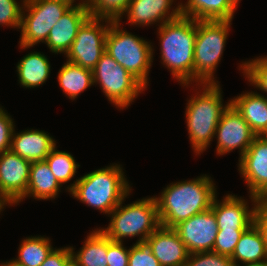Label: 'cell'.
I'll return each mask as SVG.
<instances>
[{
    "instance_id": "obj_2",
    "label": "cell",
    "mask_w": 267,
    "mask_h": 266,
    "mask_svg": "<svg viewBox=\"0 0 267 266\" xmlns=\"http://www.w3.org/2000/svg\"><path fill=\"white\" fill-rule=\"evenodd\" d=\"M197 21L181 15L159 26L162 63L186 87L194 82V46Z\"/></svg>"
},
{
    "instance_id": "obj_42",
    "label": "cell",
    "mask_w": 267,
    "mask_h": 266,
    "mask_svg": "<svg viewBox=\"0 0 267 266\" xmlns=\"http://www.w3.org/2000/svg\"><path fill=\"white\" fill-rule=\"evenodd\" d=\"M4 206H7V205H5V204L0 200V212L3 211V208H5Z\"/></svg>"
},
{
    "instance_id": "obj_14",
    "label": "cell",
    "mask_w": 267,
    "mask_h": 266,
    "mask_svg": "<svg viewBox=\"0 0 267 266\" xmlns=\"http://www.w3.org/2000/svg\"><path fill=\"white\" fill-rule=\"evenodd\" d=\"M173 229L190 254L213 251L218 226L211 208L179 223Z\"/></svg>"
},
{
    "instance_id": "obj_27",
    "label": "cell",
    "mask_w": 267,
    "mask_h": 266,
    "mask_svg": "<svg viewBox=\"0 0 267 266\" xmlns=\"http://www.w3.org/2000/svg\"><path fill=\"white\" fill-rule=\"evenodd\" d=\"M50 241L44 236L27 237L21 241L15 260L23 266H40L54 250Z\"/></svg>"
},
{
    "instance_id": "obj_10",
    "label": "cell",
    "mask_w": 267,
    "mask_h": 266,
    "mask_svg": "<svg viewBox=\"0 0 267 266\" xmlns=\"http://www.w3.org/2000/svg\"><path fill=\"white\" fill-rule=\"evenodd\" d=\"M111 22L109 19L90 16L79 28L75 40L66 53L67 60L92 70L106 52L105 39Z\"/></svg>"
},
{
    "instance_id": "obj_36",
    "label": "cell",
    "mask_w": 267,
    "mask_h": 266,
    "mask_svg": "<svg viewBox=\"0 0 267 266\" xmlns=\"http://www.w3.org/2000/svg\"><path fill=\"white\" fill-rule=\"evenodd\" d=\"M0 107V153L10 150L14 130L13 119Z\"/></svg>"
},
{
    "instance_id": "obj_19",
    "label": "cell",
    "mask_w": 267,
    "mask_h": 266,
    "mask_svg": "<svg viewBox=\"0 0 267 266\" xmlns=\"http://www.w3.org/2000/svg\"><path fill=\"white\" fill-rule=\"evenodd\" d=\"M56 141L45 131L27 129L15 133V127L11 137L10 151L30 162L45 160Z\"/></svg>"
},
{
    "instance_id": "obj_21",
    "label": "cell",
    "mask_w": 267,
    "mask_h": 266,
    "mask_svg": "<svg viewBox=\"0 0 267 266\" xmlns=\"http://www.w3.org/2000/svg\"><path fill=\"white\" fill-rule=\"evenodd\" d=\"M234 266L238 262L254 264L267 261V249L263 235L259 228L253 223L240 236L233 255L230 257Z\"/></svg>"
},
{
    "instance_id": "obj_1",
    "label": "cell",
    "mask_w": 267,
    "mask_h": 266,
    "mask_svg": "<svg viewBox=\"0 0 267 266\" xmlns=\"http://www.w3.org/2000/svg\"><path fill=\"white\" fill-rule=\"evenodd\" d=\"M214 182L208 175L193 180L171 183L160 197H155L160 224L174 228L190 217L211 208L217 195Z\"/></svg>"
},
{
    "instance_id": "obj_24",
    "label": "cell",
    "mask_w": 267,
    "mask_h": 266,
    "mask_svg": "<svg viewBox=\"0 0 267 266\" xmlns=\"http://www.w3.org/2000/svg\"><path fill=\"white\" fill-rule=\"evenodd\" d=\"M70 249L76 266H108V237L100 229L91 231L77 253Z\"/></svg>"
},
{
    "instance_id": "obj_39",
    "label": "cell",
    "mask_w": 267,
    "mask_h": 266,
    "mask_svg": "<svg viewBox=\"0 0 267 266\" xmlns=\"http://www.w3.org/2000/svg\"><path fill=\"white\" fill-rule=\"evenodd\" d=\"M59 1L68 4L70 7H82V8H87V9L91 2V0H82L83 2H79L78 4H73L75 0H59Z\"/></svg>"
},
{
    "instance_id": "obj_26",
    "label": "cell",
    "mask_w": 267,
    "mask_h": 266,
    "mask_svg": "<svg viewBox=\"0 0 267 266\" xmlns=\"http://www.w3.org/2000/svg\"><path fill=\"white\" fill-rule=\"evenodd\" d=\"M57 77L61 89L71 100L78 98L77 96L80 93L94 85L91 69L81 67L69 61L63 64Z\"/></svg>"
},
{
    "instance_id": "obj_31",
    "label": "cell",
    "mask_w": 267,
    "mask_h": 266,
    "mask_svg": "<svg viewBox=\"0 0 267 266\" xmlns=\"http://www.w3.org/2000/svg\"><path fill=\"white\" fill-rule=\"evenodd\" d=\"M24 1L20 5L16 0H0V25L20 29Z\"/></svg>"
},
{
    "instance_id": "obj_44",
    "label": "cell",
    "mask_w": 267,
    "mask_h": 266,
    "mask_svg": "<svg viewBox=\"0 0 267 266\" xmlns=\"http://www.w3.org/2000/svg\"><path fill=\"white\" fill-rule=\"evenodd\" d=\"M232 1L236 6H238V3H239L240 0H232Z\"/></svg>"
},
{
    "instance_id": "obj_41",
    "label": "cell",
    "mask_w": 267,
    "mask_h": 266,
    "mask_svg": "<svg viewBox=\"0 0 267 266\" xmlns=\"http://www.w3.org/2000/svg\"><path fill=\"white\" fill-rule=\"evenodd\" d=\"M239 266H242V264ZM243 266H267V261L261 262V263H254V264H245Z\"/></svg>"
},
{
    "instance_id": "obj_7",
    "label": "cell",
    "mask_w": 267,
    "mask_h": 266,
    "mask_svg": "<svg viewBox=\"0 0 267 266\" xmlns=\"http://www.w3.org/2000/svg\"><path fill=\"white\" fill-rule=\"evenodd\" d=\"M231 22L229 20H198L194 46V82L219 83L214 79L226 44ZM200 83V84H199Z\"/></svg>"
},
{
    "instance_id": "obj_9",
    "label": "cell",
    "mask_w": 267,
    "mask_h": 266,
    "mask_svg": "<svg viewBox=\"0 0 267 266\" xmlns=\"http://www.w3.org/2000/svg\"><path fill=\"white\" fill-rule=\"evenodd\" d=\"M70 6L59 0H25L21 18L20 48L45 43L52 27ZM27 14H25L26 12Z\"/></svg>"
},
{
    "instance_id": "obj_38",
    "label": "cell",
    "mask_w": 267,
    "mask_h": 266,
    "mask_svg": "<svg viewBox=\"0 0 267 266\" xmlns=\"http://www.w3.org/2000/svg\"><path fill=\"white\" fill-rule=\"evenodd\" d=\"M71 260L70 247L55 248L40 266H66Z\"/></svg>"
},
{
    "instance_id": "obj_12",
    "label": "cell",
    "mask_w": 267,
    "mask_h": 266,
    "mask_svg": "<svg viewBox=\"0 0 267 266\" xmlns=\"http://www.w3.org/2000/svg\"><path fill=\"white\" fill-rule=\"evenodd\" d=\"M31 162L13 152L0 153V200L6 205L25 198Z\"/></svg>"
},
{
    "instance_id": "obj_17",
    "label": "cell",
    "mask_w": 267,
    "mask_h": 266,
    "mask_svg": "<svg viewBox=\"0 0 267 266\" xmlns=\"http://www.w3.org/2000/svg\"><path fill=\"white\" fill-rule=\"evenodd\" d=\"M89 10L82 7H70L52 27L45 42L52 53H66L75 40L79 28L90 17Z\"/></svg>"
},
{
    "instance_id": "obj_11",
    "label": "cell",
    "mask_w": 267,
    "mask_h": 266,
    "mask_svg": "<svg viewBox=\"0 0 267 266\" xmlns=\"http://www.w3.org/2000/svg\"><path fill=\"white\" fill-rule=\"evenodd\" d=\"M238 170L250 192L251 202L267 197V135L255 136L247 151L239 158Z\"/></svg>"
},
{
    "instance_id": "obj_15",
    "label": "cell",
    "mask_w": 267,
    "mask_h": 266,
    "mask_svg": "<svg viewBox=\"0 0 267 266\" xmlns=\"http://www.w3.org/2000/svg\"><path fill=\"white\" fill-rule=\"evenodd\" d=\"M249 210L247 201L242 197L228 194L222 202L214 198L211 209L215 214L218 230H246L254 223V210Z\"/></svg>"
},
{
    "instance_id": "obj_4",
    "label": "cell",
    "mask_w": 267,
    "mask_h": 266,
    "mask_svg": "<svg viewBox=\"0 0 267 266\" xmlns=\"http://www.w3.org/2000/svg\"><path fill=\"white\" fill-rule=\"evenodd\" d=\"M219 83H203V91L197 92L188 100L186 107V122L192 148L198 155L209 147L215 136L216 127L222 113L229 106L222 103V93ZM200 93V94H199Z\"/></svg>"
},
{
    "instance_id": "obj_16",
    "label": "cell",
    "mask_w": 267,
    "mask_h": 266,
    "mask_svg": "<svg viewBox=\"0 0 267 266\" xmlns=\"http://www.w3.org/2000/svg\"><path fill=\"white\" fill-rule=\"evenodd\" d=\"M145 242L161 266H185L190 253L173 228L160 225Z\"/></svg>"
},
{
    "instance_id": "obj_25",
    "label": "cell",
    "mask_w": 267,
    "mask_h": 266,
    "mask_svg": "<svg viewBox=\"0 0 267 266\" xmlns=\"http://www.w3.org/2000/svg\"><path fill=\"white\" fill-rule=\"evenodd\" d=\"M50 63L46 55L31 52L17 64L19 83L25 88H34L46 82L50 75Z\"/></svg>"
},
{
    "instance_id": "obj_22",
    "label": "cell",
    "mask_w": 267,
    "mask_h": 266,
    "mask_svg": "<svg viewBox=\"0 0 267 266\" xmlns=\"http://www.w3.org/2000/svg\"><path fill=\"white\" fill-rule=\"evenodd\" d=\"M182 15L198 20L232 21L237 6L232 0H187L180 3Z\"/></svg>"
},
{
    "instance_id": "obj_8",
    "label": "cell",
    "mask_w": 267,
    "mask_h": 266,
    "mask_svg": "<svg viewBox=\"0 0 267 266\" xmlns=\"http://www.w3.org/2000/svg\"><path fill=\"white\" fill-rule=\"evenodd\" d=\"M108 100L120 109L127 108L146 87L106 52L92 69Z\"/></svg>"
},
{
    "instance_id": "obj_18",
    "label": "cell",
    "mask_w": 267,
    "mask_h": 266,
    "mask_svg": "<svg viewBox=\"0 0 267 266\" xmlns=\"http://www.w3.org/2000/svg\"><path fill=\"white\" fill-rule=\"evenodd\" d=\"M174 0H131L127 11L128 23L131 25L149 26L155 22L164 23L182 15L180 4L175 9L171 6Z\"/></svg>"
},
{
    "instance_id": "obj_6",
    "label": "cell",
    "mask_w": 267,
    "mask_h": 266,
    "mask_svg": "<svg viewBox=\"0 0 267 266\" xmlns=\"http://www.w3.org/2000/svg\"><path fill=\"white\" fill-rule=\"evenodd\" d=\"M105 49L108 55L147 88L154 57L151 43L120 29L119 21H112L106 35Z\"/></svg>"
},
{
    "instance_id": "obj_43",
    "label": "cell",
    "mask_w": 267,
    "mask_h": 266,
    "mask_svg": "<svg viewBox=\"0 0 267 266\" xmlns=\"http://www.w3.org/2000/svg\"><path fill=\"white\" fill-rule=\"evenodd\" d=\"M66 266H76V264L71 260Z\"/></svg>"
},
{
    "instance_id": "obj_34",
    "label": "cell",
    "mask_w": 267,
    "mask_h": 266,
    "mask_svg": "<svg viewBox=\"0 0 267 266\" xmlns=\"http://www.w3.org/2000/svg\"><path fill=\"white\" fill-rule=\"evenodd\" d=\"M128 266H161L146 242L135 243L129 252Z\"/></svg>"
},
{
    "instance_id": "obj_28",
    "label": "cell",
    "mask_w": 267,
    "mask_h": 266,
    "mask_svg": "<svg viewBox=\"0 0 267 266\" xmlns=\"http://www.w3.org/2000/svg\"><path fill=\"white\" fill-rule=\"evenodd\" d=\"M45 160L61 185L69 182L75 176L76 170L80 166L76 163L73 155L65 151L57 150L56 146Z\"/></svg>"
},
{
    "instance_id": "obj_32",
    "label": "cell",
    "mask_w": 267,
    "mask_h": 266,
    "mask_svg": "<svg viewBox=\"0 0 267 266\" xmlns=\"http://www.w3.org/2000/svg\"><path fill=\"white\" fill-rule=\"evenodd\" d=\"M185 266H234L229 256L214 251L189 254Z\"/></svg>"
},
{
    "instance_id": "obj_37",
    "label": "cell",
    "mask_w": 267,
    "mask_h": 266,
    "mask_svg": "<svg viewBox=\"0 0 267 266\" xmlns=\"http://www.w3.org/2000/svg\"><path fill=\"white\" fill-rule=\"evenodd\" d=\"M254 223L261 231L267 249V197L258 199L254 210Z\"/></svg>"
},
{
    "instance_id": "obj_23",
    "label": "cell",
    "mask_w": 267,
    "mask_h": 266,
    "mask_svg": "<svg viewBox=\"0 0 267 266\" xmlns=\"http://www.w3.org/2000/svg\"><path fill=\"white\" fill-rule=\"evenodd\" d=\"M61 186L46 160L31 162L25 198L33 196L39 200L54 199L58 195Z\"/></svg>"
},
{
    "instance_id": "obj_29",
    "label": "cell",
    "mask_w": 267,
    "mask_h": 266,
    "mask_svg": "<svg viewBox=\"0 0 267 266\" xmlns=\"http://www.w3.org/2000/svg\"><path fill=\"white\" fill-rule=\"evenodd\" d=\"M131 0H91L88 10L91 17L120 21Z\"/></svg>"
},
{
    "instance_id": "obj_35",
    "label": "cell",
    "mask_w": 267,
    "mask_h": 266,
    "mask_svg": "<svg viewBox=\"0 0 267 266\" xmlns=\"http://www.w3.org/2000/svg\"><path fill=\"white\" fill-rule=\"evenodd\" d=\"M129 252L130 248H125L123 242H114L108 237V266H128Z\"/></svg>"
},
{
    "instance_id": "obj_30",
    "label": "cell",
    "mask_w": 267,
    "mask_h": 266,
    "mask_svg": "<svg viewBox=\"0 0 267 266\" xmlns=\"http://www.w3.org/2000/svg\"><path fill=\"white\" fill-rule=\"evenodd\" d=\"M240 68L251 85L267 93V56L242 62Z\"/></svg>"
},
{
    "instance_id": "obj_13",
    "label": "cell",
    "mask_w": 267,
    "mask_h": 266,
    "mask_svg": "<svg viewBox=\"0 0 267 266\" xmlns=\"http://www.w3.org/2000/svg\"><path fill=\"white\" fill-rule=\"evenodd\" d=\"M217 155H225L234 149H239L240 158L252 144L255 134L241 114L230 103L224 110L216 127Z\"/></svg>"
},
{
    "instance_id": "obj_5",
    "label": "cell",
    "mask_w": 267,
    "mask_h": 266,
    "mask_svg": "<svg viewBox=\"0 0 267 266\" xmlns=\"http://www.w3.org/2000/svg\"><path fill=\"white\" fill-rule=\"evenodd\" d=\"M111 213L107 228L100 230L114 242H123L126 237L139 236L143 243L161 225L154 197L143 198L123 206V201Z\"/></svg>"
},
{
    "instance_id": "obj_3",
    "label": "cell",
    "mask_w": 267,
    "mask_h": 266,
    "mask_svg": "<svg viewBox=\"0 0 267 266\" xmlns=\"http://www.w3.org/2000/svg\"><path fill=\"white\" fill-rule=\"evenodd\" d=\"M67 189L74 198L108 215L131 192L120 164L87 173Z\"/></svg>"
},
{
    "instance_id": "obj_20",
    "label": "cell",
    "mask_w": 267,
    "mask_h": 266,
    "mask_svg": "<svg viewBox=\"0 0 267 266\" xmlns=\"http://www.w3.org/2000/svg\"><path fill=\"white\" fill-rule=\"evenodd\" d=\"M230 103L256 136L267 135V96L251 91L234 97Z\"/></svg>"
},
{
    "instance_id": "obj_33",
    "label": "cell",
    "mask_w": 267,
    "mask_h": 266,
    "mask_svg": "<svg viewBox=\"0 0 267 266\" xmlns=\"http://www.w3.org/2000/svg\"><path fill=\"white\" fill-rule=\"evenodd\" d=\"M245 230H218L213 251L231 257Z\"/></svg>"
},
{
    "instance_id": "obj_40",
    "label": "cell",
    "mask_w": 267,
    "mask_h": 266,
    "mask_svg": "<svg viewBox=\"0 0 267 266\" xmlns=\"http://www.w3.org/2000/svg\"><path fill=\"white\" fill-rule=\"evenodd\" d=\"M0 266H23L22 264L18 263L16 260H10L9 262L6 261L1 263Z\"/></svg>"
}]
</instances>
